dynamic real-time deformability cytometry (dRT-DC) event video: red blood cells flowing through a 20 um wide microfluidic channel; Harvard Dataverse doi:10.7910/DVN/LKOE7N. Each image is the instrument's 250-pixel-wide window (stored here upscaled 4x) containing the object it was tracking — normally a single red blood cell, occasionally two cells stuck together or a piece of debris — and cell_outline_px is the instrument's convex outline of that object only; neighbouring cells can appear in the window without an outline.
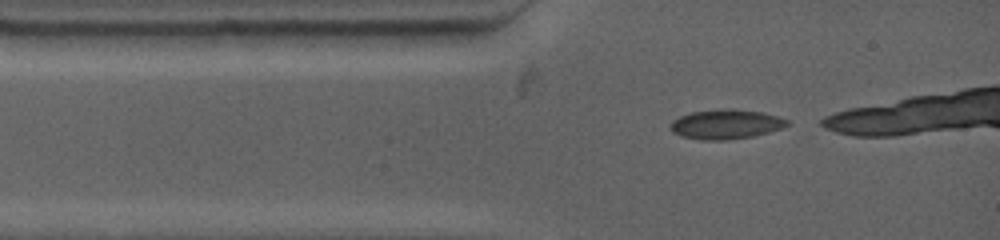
{"species": "common noctule bat (a hibernating species)", "species_latin": "Nyctalus noctula", "temperature_condition": "warm", "stored_images_in_passage": 4, "camera_frame_rate_fps": 4500, "um_per_image_px": 0.085, "animal": {"sex": "female", "body_mass_g": 19.0, "forearm_length_mm": 53.3}, "frame": {"image": 1, "passage_image": 1, "time_ms": 0.0, "image_size_px": [1000, 240], "cell_outline_px": [[788, 124], [780, 128], [768, 132], [752, 136], [728, 140], [700, 140], [680, 136], [672, 132], [668, 128], [672, 120], [680, 116], [692, 112], [728, 108], [732, 108], [760, 112], [776, 116], [788, 120]], "centroid_in_image_um": [61.63, 10.57], "position_along_channel_um": 23.4, "area_um2": 20.06}}
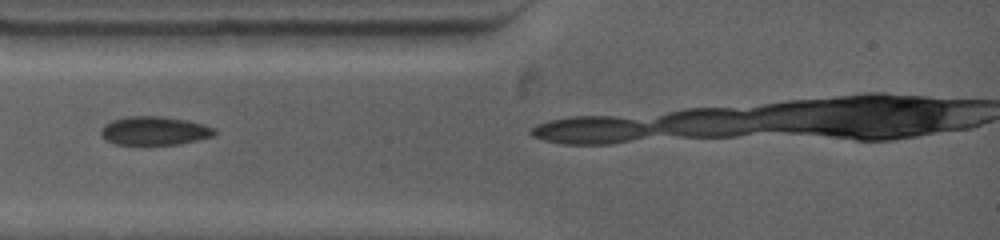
{"frame": {"image": 2, "passage_image": 3, "time_ms": 1.556, "image_size_px": [1000, 240], "cell_outline_px": [[216, 132], [212, 136], [180, 144], [116, 144], [100, 136], [100, 128], [104, 124], [112, 120], [128, 116], [160, 116], [188, 120], [204, 124], [216, 128]], "centroid_in_image_um": [13.12, 11.1], "position_along_channel_um": 71.9, "area_um2": 18.96}}